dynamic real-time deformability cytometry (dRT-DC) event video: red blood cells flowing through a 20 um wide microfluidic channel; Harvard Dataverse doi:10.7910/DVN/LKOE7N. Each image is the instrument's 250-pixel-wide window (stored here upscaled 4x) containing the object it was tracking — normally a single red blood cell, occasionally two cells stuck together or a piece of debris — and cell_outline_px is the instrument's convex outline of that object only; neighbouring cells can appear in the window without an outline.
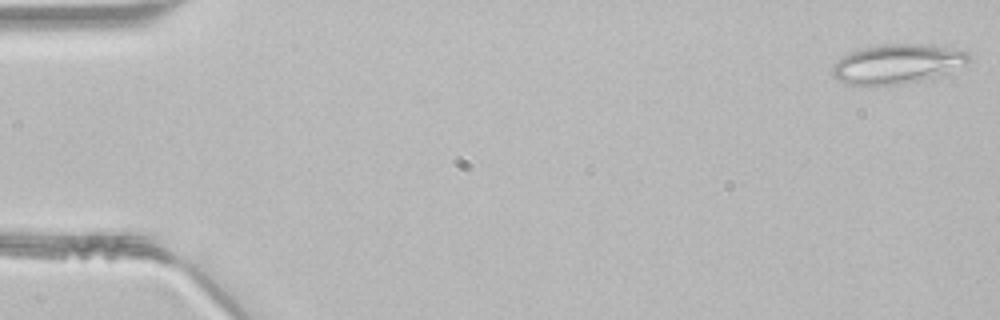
{"species": "common noctule bat (a hibernating species)", "species_latin": "Nyctalus noctula", "temperature_condition": "room temperature", "stored_images_in_passage": 47, "camera_frame_rate_fps": 3000, "um_per_image_px": 0.085, "animal": {"sex": "male", "body_mass_g": 21.5, "forearm_length_mm": 52.0}, "frame": {"image": 1, "passage_image": 1, "time_ms": 0.0, "image_size_px": [1000, 320], "cell_outline_px": [[972, 56], [964, 64], [932, 80], [904, 84], [844, 84], [836, 80], [832, 76], [832, 64], [836, 60], [852, 52], [864, 48], [880, 44], [928, 44], [968, 52]], "centroid_in_image_um": [76.26, 5.45], "position_along_channel_um": 8.7, "area_um2": 31.5}}
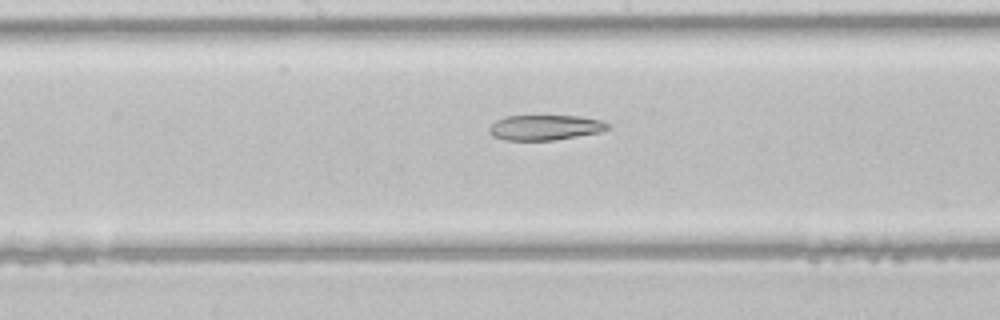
{"frame": {"image": 2, "passage_image": 24, "time_ms": 7.667, "image_size_px": [1000, 320], "cell_outline_px": [[612, 128], [600, 132], [552, 140], [504, 140], [492, 136], [488, 132], [488, 128], [496, 120], [508, 116], [580, 116], [600, 120], [612, 124]], "centroid_in_image_um": [46.35, 10.83], "position_along_channel_um": 201.9, "area_um2": 17.46}}
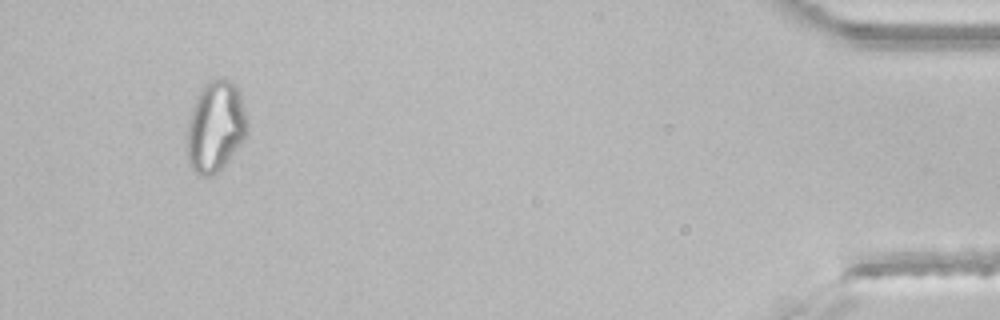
{"frame": {"image": 3, "passage_image": 44, "time_ms": 14.333, "image_size_px": [1000, 320], "cell_outline_px": [[248, 124], [244, 136], [240, 144], [216, 176], [200, 176], [192, 172], [188, 164], [184, 140], [188, 120], [196, 96], [204, 84], [208, 80], [220, 76], [236, 84], [240, 92], [248, 120]], "centroid_in_image_um": [18.26, 10.77], "position_along_channel_um": 416.9, "area_um2": 32.95}}